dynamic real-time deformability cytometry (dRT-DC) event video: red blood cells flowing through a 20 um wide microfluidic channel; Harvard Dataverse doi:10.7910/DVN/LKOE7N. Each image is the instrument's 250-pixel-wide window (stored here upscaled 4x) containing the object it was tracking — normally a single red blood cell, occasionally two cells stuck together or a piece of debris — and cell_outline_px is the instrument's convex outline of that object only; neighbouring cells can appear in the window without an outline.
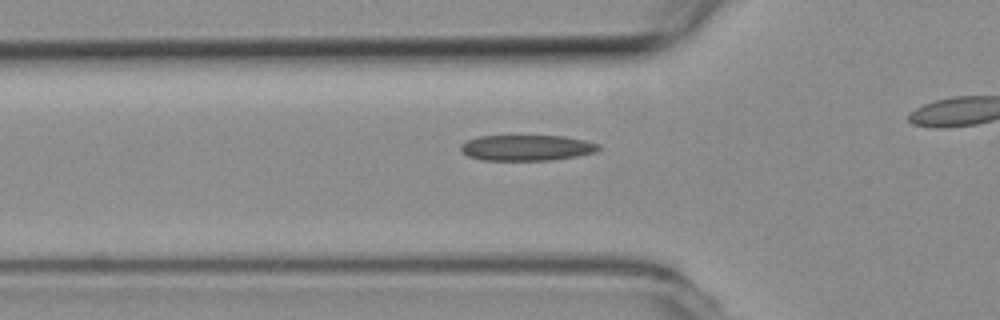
{"species": "common noctule bat (a hibernating species)", "species_latin": "Nyctalus noctula", "temperature_condition": "room temperature", "stored_images_in_passage": 29, "camera_frame_rate_fps": 3000, "um_per_image_px": 0.085, "animal": {"sex": "female", "body_mass_g": 19.3, "forearm_length_mm": 54.1}, "frame": {"image": 1, "passage_image": 4, "time_ms": 1.0, "image_size_px": [1000, 320], "cell_outline_px": [[600, 148], [596, 152], [576, 156], [552, 160], [480, 160], [468, 156], [460, 152], [460, 144], [468, 140], [480, 136], [564, 136], [584, 140], [600, 144]], "centroid_in_image_um": [44.75, 12.56], "position_along_channel_um": 81.1, "area_um2": 20.75}}
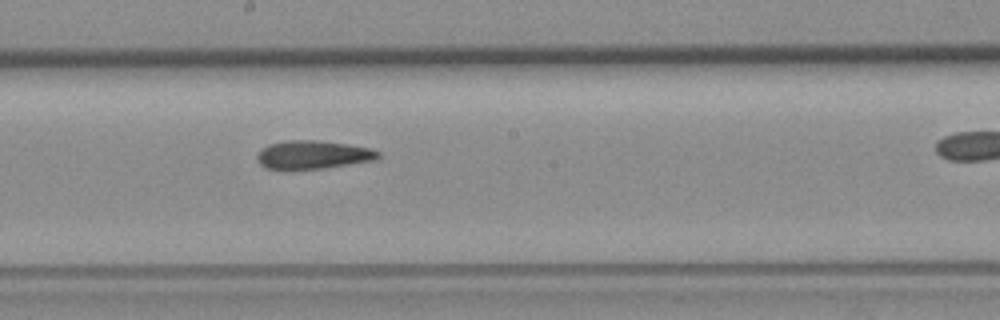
{"frame": {"image": 2, "passage_image": 15, "time_ms": 4.667, "image_size_px": [1000, 320], "cell_outline_px": [[380, 156], [376, 160], [324, 168], [292, 172], [284, 172], [264, 168], [260, 164], [256, 156], [268, 144], [284, 140], [316, 140], [348, 144], [368, 148], [380, 152]], "centroid_in_image_um": [26.53, 13.2], "position_along_channel_um": 221.7, "area_um2": 20.69}}
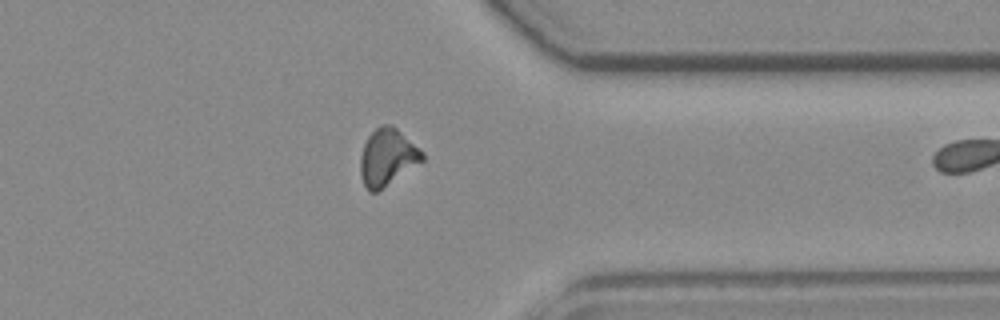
{"frame": {"image": 3, "passage_image": 28, "time_ms": 9.0, "image_size_px": [1000, 320], "cell_outline_px": [[424, 160], [376, 192], [368, 192], [360, 176], [360, 156], [364, 144], [368, 136], [380, 124], [392, 124], [424, 152]], "centroid_in_image_um": [32.91, 13.35], "position_along_channel_um": 378.5, "area_um2": 20.46}}